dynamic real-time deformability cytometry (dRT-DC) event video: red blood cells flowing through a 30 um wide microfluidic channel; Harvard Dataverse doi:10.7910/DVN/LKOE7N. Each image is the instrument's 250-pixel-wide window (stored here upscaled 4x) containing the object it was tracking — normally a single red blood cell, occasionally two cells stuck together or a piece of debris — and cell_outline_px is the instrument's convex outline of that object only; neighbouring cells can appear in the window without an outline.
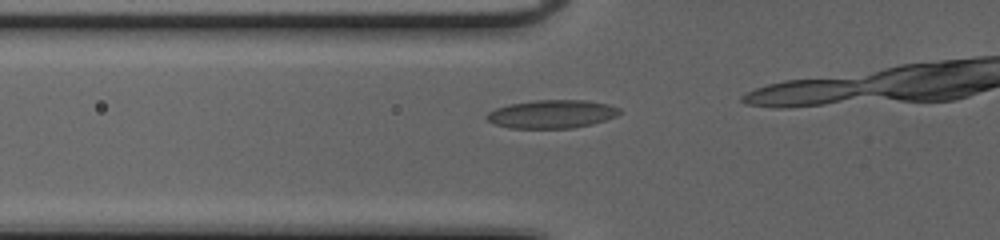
{"species": "common noctule bat (a hibernating species)", "species_latin": "Nyctalus noctula", "temperature_condition": "cold", "stored_images_in_passage": 17, "camera_frame_rate_fps": 3000, "um_per_image_px": 0.085, "animal": {"sex": "female", "body_mass_g": 20.0, "forearm_length_mm": 54.0}, "frame": {"image": 1, "passage_image": 13, "time_ms": 4.0, "image_size_px": [1000, 240], "cell_outline_px": [[620, 112], [616, 116], [592, 124], [572, 128], [508, 128], [496, 124], [488, 120], [484, 116], [488, 112], [496, 108], [508, 104], [536, 100], [588, 100], [608, 104], [620, 108]], "centroid_in_image_um": [46.89, 9.69], "position_along_channel_um": 78.9, "area_um2": 21.91}}
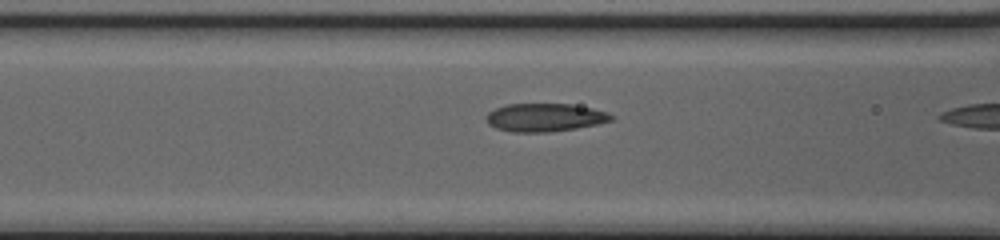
{"frame": {"image": 2, "passage_image": 16, "time_ms": 5.0, "image_size_px": [1000, 240], "cell_outline_px": [[612, 120], [596, 124], [576, 128], [548, 132], [512, 132], [496, 128], [488, 124], [488, 112], [496, 108], [508, 104], [572, 104], [592, 108], [608, 112], [612, 116]], "centroid_in_image_um": [46.31, 9.98], "position_along_channel_um": 120.3, "area_um2": 20.29}}